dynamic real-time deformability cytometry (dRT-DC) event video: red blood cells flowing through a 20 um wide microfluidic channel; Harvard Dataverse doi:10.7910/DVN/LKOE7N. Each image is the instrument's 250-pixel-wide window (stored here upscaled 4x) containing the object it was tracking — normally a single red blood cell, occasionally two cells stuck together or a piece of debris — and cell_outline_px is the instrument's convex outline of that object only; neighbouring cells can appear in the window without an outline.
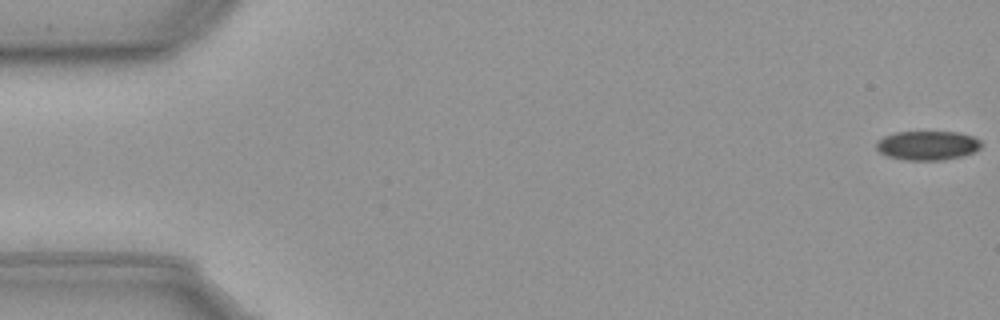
{"species": "common noctule bat (a hibernating species)", "species_latin": "Nyctalus noctula", "temperature_condition": "cold", "stored_images_in_passage": 57, "camera_frame_rate_fps": 3000, "um_per_image_px": 0.085, "animal": {"sex": "male", "body_mass_g": 23.1, "forearm_length_mm": 52.7}, "frame": {"image": 1, "passage_image": 1, "time_ms": 0.0, "image_size_px": [1000, 320], "cell_outline_px": [[980, 148], [964, 156], [944, 160], [904, 160], [888, 156], [880, 152], [876, 148], [876, 140], [884, 136], [896, 132], [960, 132], [972, 136], [980, 140]], "centroid_in_image_um": [78.82, 12.36], "position_along_channel_um": 6.2, "area_um2": 17.92}}
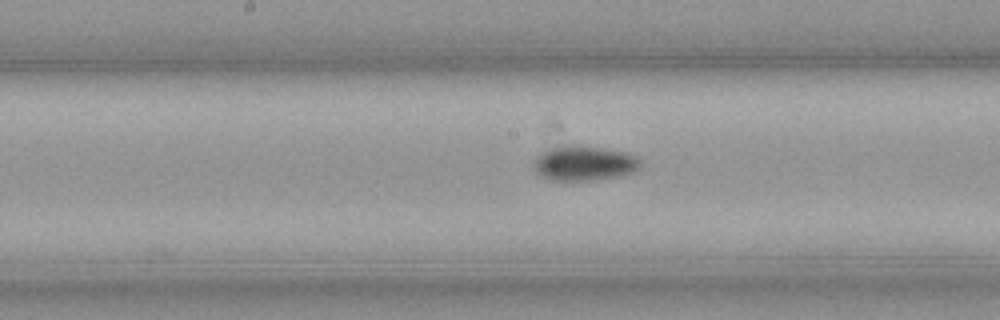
{"frame": {"image": 2, "passage_image": 29, "time_ms": 9.333, "image_size_px": [1000, 320], "cell_outline_px": [[640, 164], [632, 172], [616, 176], [592, 180], [552, 180], [536, 172], [532, 164], [536, 156], [540, 152], [552, 148], [572, 144], [580, 144], [628, 152], [636, 156], [640, 160]], "centroid_in_image_um": [49.62, 13.84], "position_along_channel_um": 198.6, "area_um2": 21.62}}
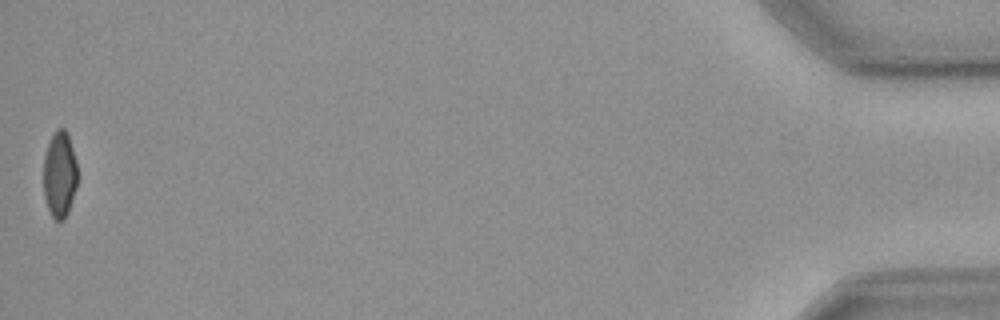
{"frame": {"image": 3, "passage_image": 57, "time_ms": 18.667, "image_size_px": [1000, 320], "cell_outline_px": [[76, 188], [68, 212], [64, 220], [56, 220], [52, 216], [48, 208], [44, 196], [44, 156], [48, 144], [56, 128], [64, 128], [68, 132], [76, 160]], "centroid_in_image_um": [5.07, 14.81], "position_along_channel_um": 430.1, "area_um2": 16.99}}